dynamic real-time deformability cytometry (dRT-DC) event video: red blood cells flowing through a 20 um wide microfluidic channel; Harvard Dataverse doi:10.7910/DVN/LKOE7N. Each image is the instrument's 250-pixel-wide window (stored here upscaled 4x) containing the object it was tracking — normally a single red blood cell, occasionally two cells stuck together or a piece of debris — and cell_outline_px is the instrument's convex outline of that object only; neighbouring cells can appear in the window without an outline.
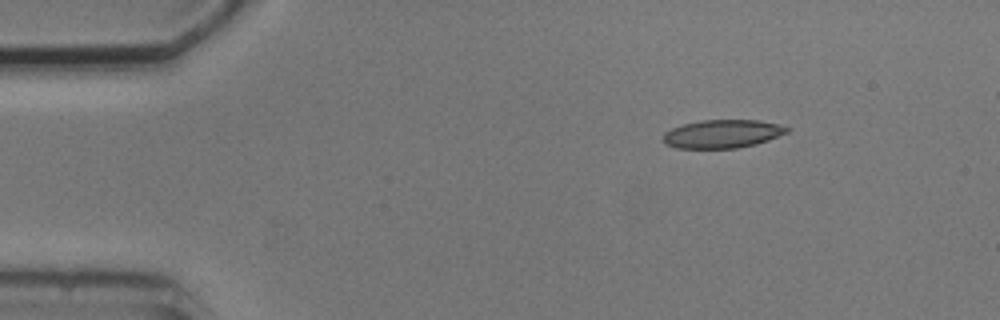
{"species": "common noctule bat (a hibernating species)", "species_latin": "Nyctalus noctula", "temperature_condition": "cold", "stored_images_in_passage": 6, "camera_frame_rate_fps": 3000, "um_per_image_px": 0.085, "animal": {"sex": "male", "body_mass_g": 20.5, "forearm_length_mm": 52.5}, "frame": {"image": 1, "passage_image": 3, "time_ms": 2.333, "image_size_px": [1000, 320], "cell_outline_px": [[792, 128], [788, 132], [768, 140], [756, 144], [736, 148], [676, 148], [668, 144], [664, 140], [664, 132], [672, 128], [684, 124], [700, 120], [756, 120], [776, 124]], "centroid_in_image_um": [61.42, 11.37], "position_along_channel_um": 23.6, "area_um2": 20.23}}
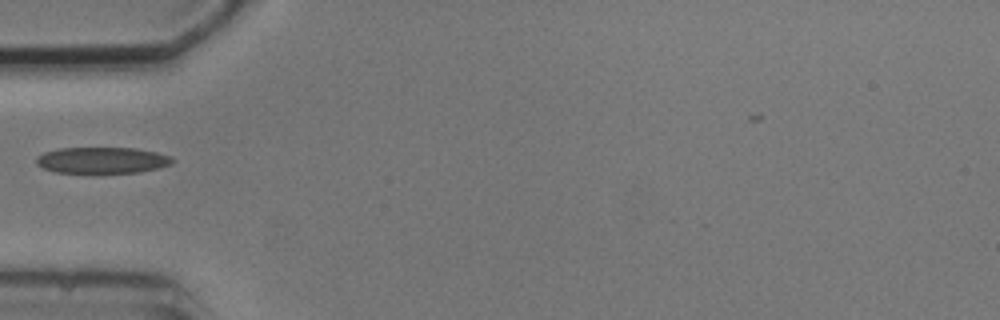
{"frame": {"image": 2, "passage_image": 6, "time_ms": 5.667, "image_size_px": [1000, 320], "cell_outline_px": [[176, 160], [172, 164], [160, 168], [140, 172], [56, 172], [44, 168], [36, 164], [36, 156], [44, 152], [60, 148], [136, 148], [156, 152], [172, 156]], "centroid_in_image_um": [8.73, 13.61], "position_along_channel_um": 76.3, "area_um2": 20.81}}